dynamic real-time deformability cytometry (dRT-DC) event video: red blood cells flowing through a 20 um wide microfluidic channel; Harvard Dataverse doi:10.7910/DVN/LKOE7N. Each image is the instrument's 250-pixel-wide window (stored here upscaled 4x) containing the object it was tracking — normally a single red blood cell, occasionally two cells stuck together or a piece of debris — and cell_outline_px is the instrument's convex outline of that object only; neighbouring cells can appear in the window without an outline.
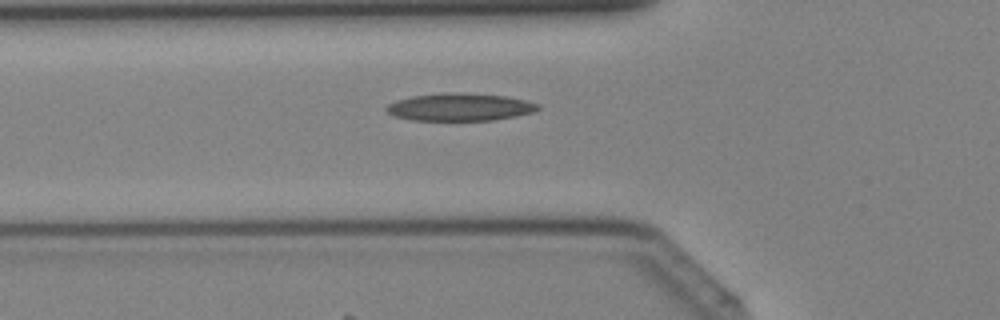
{"species": "Egyptian fruit bat (a non-hibernating species)", "species_latin": "Rousettus aegyptiacus", "temperature_condition": "cold", "stored_images_in_passage": 36, "camera_frame_rate_fps": 3000, "um_per_image_px": 0.085, "animal": {"sex": "female"}, "frame": {"image": 1, "passage_image": 10, "time_ms": 3.0, "image_size_px": [1000, 320], "cell_outline_px": [[540, 108], [532, 112], [516, 116], [496, 120], [412, 120], [396, 116], [388, 112], [384, 108], [388, 104], [396, 100], [412, 96], [448, 92], [464, 92], [504, 96], [524, 100], [540, 104]], "centroid_in_image_um": [39.09, 9.09], "position_along_channel_um": 86.7, "area_um2": 24.33}}
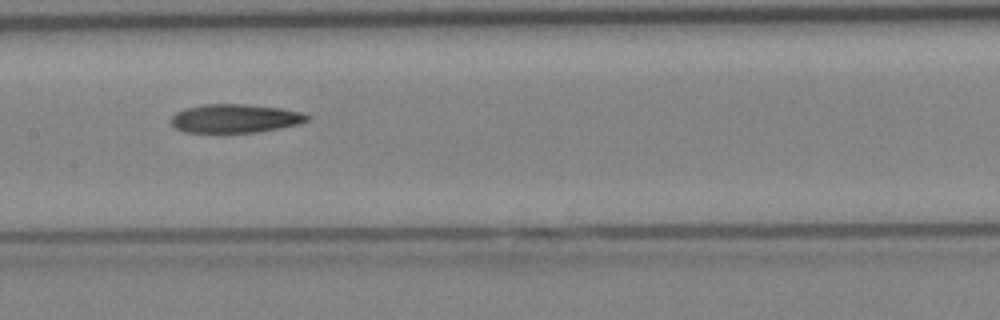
{"frame": {"image": 2, "passage_image": 16, "time_ms": 5.0, "image_size_px": [1000, 320], "cell_outline_px": [[308, 120], [296, 124], [260, 132], [184, 132], [176, 128], [168, 120], [176, 112], [184, 108], [204, 104], [244, 104], [280, 108], [300, 112], [308, 116]], "centroid_in_image_um": [19.91, 10.06], "position_along_channel_um": 187.5, "area_um2": 22.54}}
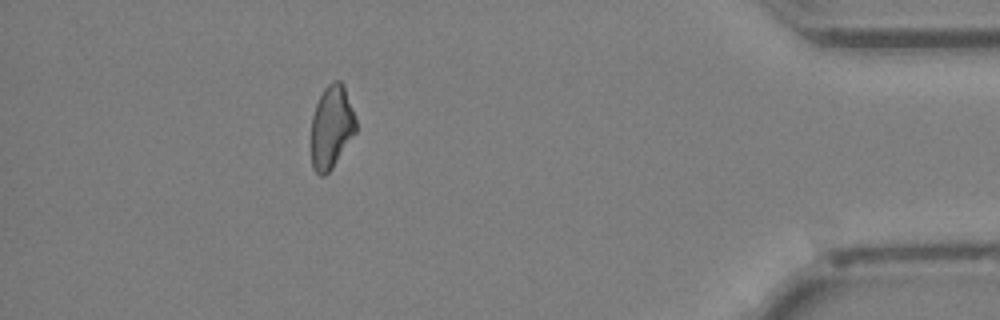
{"frame": {"image": 3, "passage_image": 32, "time_ms": 10.333, "image_size_px": [1000, 320], "cell_outline_px": [[356, 132], [332, 168], [324, 176], [320, 176], [312, 168], [312, 116], [316, 104], [324, 88], [328, 84], [336, 80], [340, 80], [344, 84], [356, 120]], "centroid_in_image_um": [28.18, 10.79], "position_along_channel_um": 407.0, "area_um2": 21.5}}